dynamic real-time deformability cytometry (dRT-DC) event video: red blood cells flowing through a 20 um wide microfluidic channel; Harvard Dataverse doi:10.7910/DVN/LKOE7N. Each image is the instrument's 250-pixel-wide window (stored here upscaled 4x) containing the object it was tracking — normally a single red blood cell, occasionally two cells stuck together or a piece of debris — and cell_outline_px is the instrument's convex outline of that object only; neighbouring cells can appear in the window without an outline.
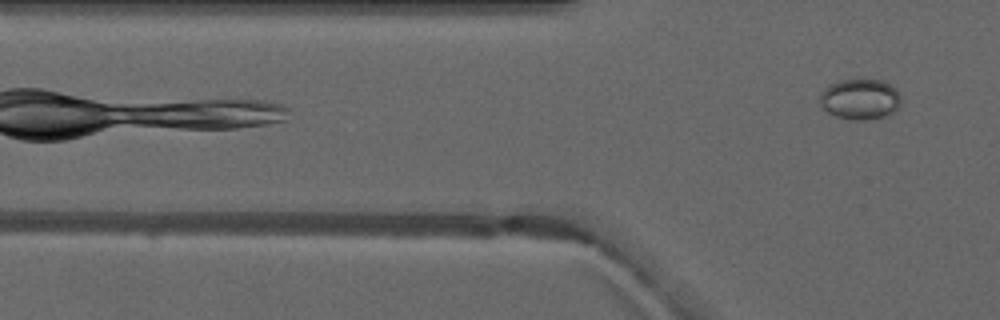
{"species": "common noctule bat (a hibernating species)", "species_latin": "Nyctalus noctula", "temperature_condition": "warm", "stored_images_in_passage": 3, "camera_frame_rate_fps": 3000, "um_per_image_px": 0.085, "animal": {"sex": "male", "forearm_length_mm": 52.5}, "frame": {"image": 1, "passage_image": 3, "time_ms": 2.667, "image_size_px": [1000, 320], "cell_outline_px": [[900, 104], [888, 116], [864, 120], [852, 120], [836, 116], [828, 112], [820, 104], [820, 92], [824, 88], [840, 80], [880, 80], [896, 88], [900, 96]], "centroid_in_image_um": [73.1, 8.44], "position_along_channel_um": 52.7, "area_um2": 19.07}}